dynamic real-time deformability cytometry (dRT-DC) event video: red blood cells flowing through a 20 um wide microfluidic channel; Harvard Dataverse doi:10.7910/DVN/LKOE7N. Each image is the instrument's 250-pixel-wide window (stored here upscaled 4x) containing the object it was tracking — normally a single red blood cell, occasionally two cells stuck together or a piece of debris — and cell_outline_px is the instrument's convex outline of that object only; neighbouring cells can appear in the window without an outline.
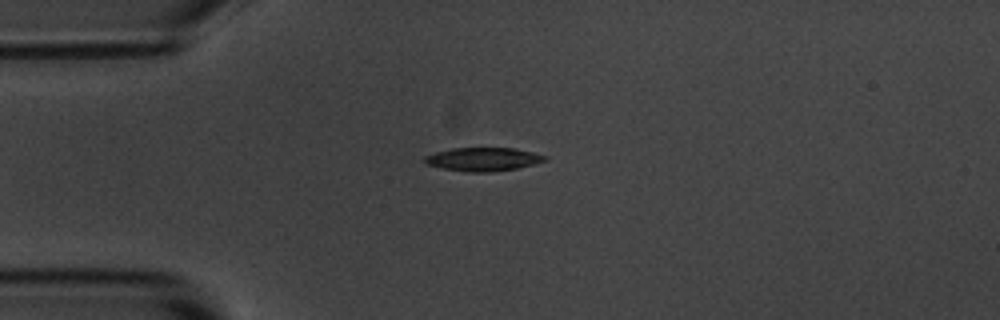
{"species": "common noctule bat (a hibernating species)", "species_latin": "Nyctalus noctula", "temperature_condition": "room temperature", "stored_images_in_passage": 2, "camera_frame_rate_fps": 3000, "um_per_image_px": 0.085, "animal": {"sex": "male", "body_mass_g": 20.1, "forearm_length_mm": 53.5}, "frame": {"image": 1, "passage_image": 1, "time_ms": 0.0, "image_size_px": [1000, 320], "cell_outline_px": [[548, 160], [516, 168], [488, 172], [464, 172], [440, 168], [424, 164], [424, 156], [436, 152], [452, 148], [516, 148], [548, 156]], "centroid_in_image_um": [41.03, 13.54], "position_along_channel_um": 44.0, "area_um2": 16.53}}
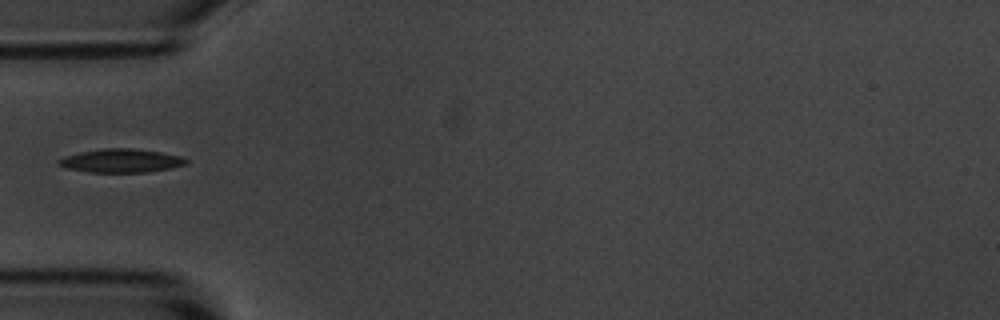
{"frame": {"image": 2, "passage_image": 2, "time_ms": 1.333, "image_size_px": [1000, 320], "cell_outline_px": [[188, 164], [172, 168], [148, 172], [88, 172], [68, 168], [56, 164], [56, 160], [64, 156], [80, 152], [104, 148], [132, 148], [160, 152], [180, 156], [188, 160]], "centroid_in_image_um": [10.29, 13.66], "position_along_channel_um": 74.7, "area_um2": 17.57}}